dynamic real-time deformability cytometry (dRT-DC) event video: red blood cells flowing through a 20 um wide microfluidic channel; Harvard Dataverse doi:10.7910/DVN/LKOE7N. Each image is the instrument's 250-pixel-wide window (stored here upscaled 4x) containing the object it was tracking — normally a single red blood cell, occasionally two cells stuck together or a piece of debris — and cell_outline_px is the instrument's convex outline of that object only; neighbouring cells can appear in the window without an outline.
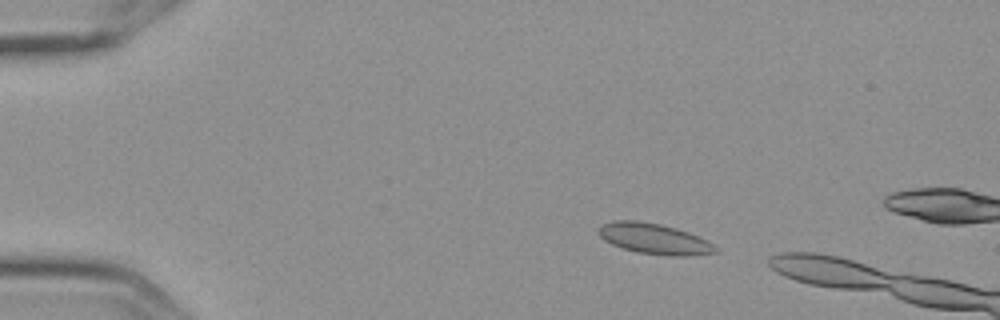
{"species": "Egyptian fruit bat (a non-hibernating species)", "species_latin": "Rousettus aegyptiacus", "temperature_condition": "cold", "stored_images_in_passage": 4, "camera_frame_rate_fps": 3000, "um_per_image_px": 0.085, "frame": {"image": 1, "passage_image": 2, "time_ms": 0.333, "image_size_px": [1000, 320], "cell_outline_px": [[716, 252], [692, 256], [672, 256], [636, 252], [612, 244], [604, 240], [596, 232], [596, 228], [612, 220], [636, 220], [660, 224], [676, 228], [688, 232], [712, 244], [716, 248]], "centroid_in_image_um": [55.54, 20.29], "position_along_channel_um": 29.5, "area_um2": 20.75}}